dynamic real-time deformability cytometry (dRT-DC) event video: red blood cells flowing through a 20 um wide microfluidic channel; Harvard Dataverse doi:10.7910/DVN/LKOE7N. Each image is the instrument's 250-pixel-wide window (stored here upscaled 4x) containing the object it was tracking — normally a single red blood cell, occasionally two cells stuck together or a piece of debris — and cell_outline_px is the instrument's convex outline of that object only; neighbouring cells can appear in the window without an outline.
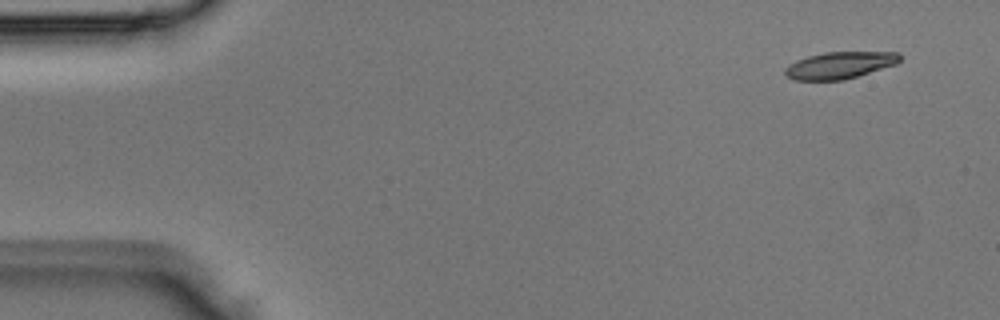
{"species": "Egyptian fruit bat (a non-hibernating species)", "species_latin": "Rousettus aegyptiacus", "temperature_condition": "room temperature", "stored_images_in_passage": 4, "camera_frame_rate_fps": 3000, "um_per_image_px": 0.085, "animal": {"sex": "male"}, "frame": {"image": 1, "passage_image": 4, "time_ms": 1.0, "image_size_px": [1000, 320], "cell_outline_px": [[900, 60], [896, 64], [844, 80], [792, 80], [784, 76], [784, 68], [788, 64], [796, 60], [808, 56], [824, 52], [900, 52]], "centroid_in_image_um": [71.32, 5.55], "position_along_channel_um": 13.7, "area_um2": 18.09}}